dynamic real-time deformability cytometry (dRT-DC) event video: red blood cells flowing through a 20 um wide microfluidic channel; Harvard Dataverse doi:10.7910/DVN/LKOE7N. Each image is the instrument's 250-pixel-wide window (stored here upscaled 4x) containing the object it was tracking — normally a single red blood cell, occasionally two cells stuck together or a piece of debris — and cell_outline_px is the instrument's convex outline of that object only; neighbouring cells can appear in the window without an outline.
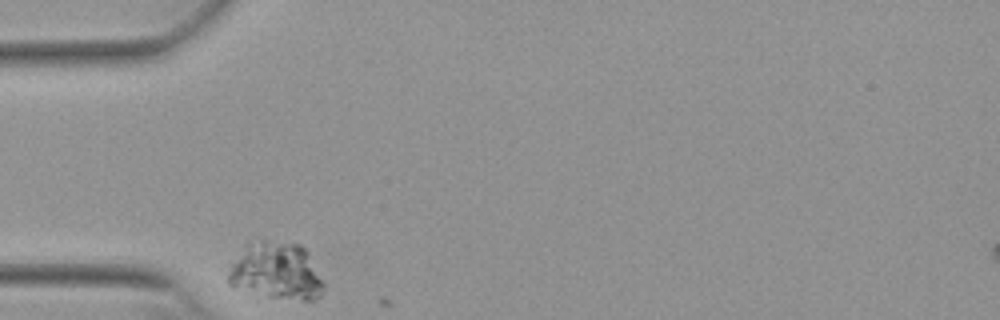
{"species": "Egyptian fruit bat (a non-hibernating species)", "species_latin": "Rousettus aegyptiacus", "temperature_condition": "warm", "stored_images_in_passage": 2, "camera_frame_rate_fps": 3000, "um_per_image_px": 0.085, "animal": {"sex": "female"}, "frame": {"image": 1, "passage_image": 1, "time_ms": 0.0, "image_size_px": [1000, 320], "cell_outline_px": [[324, 288], [320, 296], [316, 300], [304, 300], [268, 296], [232, 288], [228, 284], [228, 272], [232, 264], [248, 240], [264, 240], [300, 244], [308, 252], [324, 284]], "centroid_in_image_um": [23.46, 23.03], "position_along_channel_um": 61.5, "area_um2": 31.91}}